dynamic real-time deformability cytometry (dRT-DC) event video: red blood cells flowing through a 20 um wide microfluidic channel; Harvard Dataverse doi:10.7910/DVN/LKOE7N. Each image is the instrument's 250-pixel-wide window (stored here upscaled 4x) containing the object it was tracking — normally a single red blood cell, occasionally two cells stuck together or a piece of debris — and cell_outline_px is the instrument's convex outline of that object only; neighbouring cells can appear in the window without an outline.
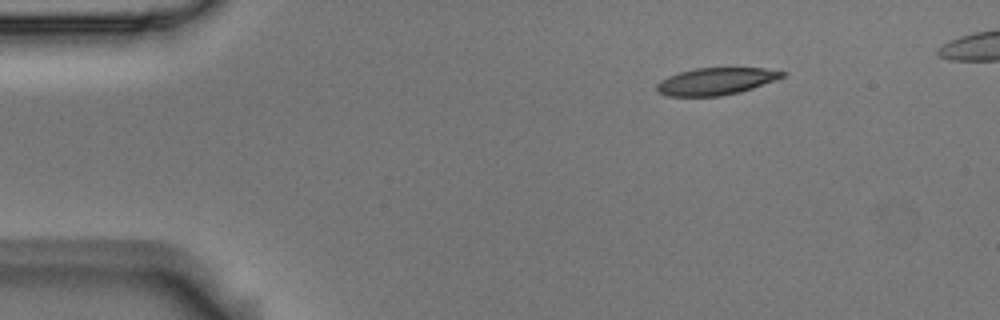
{"species": "Egyptian fruit bat (a non-hibernating species)", "species_latin": "Rousettus aegyptiacus", "temperature_condition": "room temperature", "stored_images_in_passage": 4, "camera_frame_rate_fps": 3000, "um_per_image_px": 0.085, "animal": {"sex": "male"}, "frame": {"image": 1, "passage_image": 1, "time_ms": 0.0, "image_size_px": [1000, 320], "cell_outline_px": [[788, 72], [784, 76], [776, 80], [740, 92], [720, 96], [668, 96], [656, 92], [656, 84], [660, 80], [668, 76], [680, 72], [696, 68], [764, 68]], "centroid_in_image_um": [60.84, 6.91], "position_along_channel_um": 24.2, "area_um2": 19.88}}